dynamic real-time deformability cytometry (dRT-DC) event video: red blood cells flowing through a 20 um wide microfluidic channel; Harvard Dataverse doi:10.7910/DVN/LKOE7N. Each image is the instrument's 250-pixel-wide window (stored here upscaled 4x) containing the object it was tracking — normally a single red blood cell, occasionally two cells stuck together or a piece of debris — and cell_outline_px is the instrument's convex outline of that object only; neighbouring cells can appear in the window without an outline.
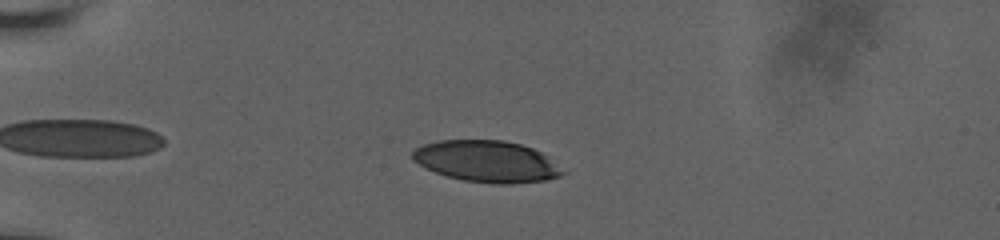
{"species": "human", "species_latin": "Homo sapiens", "temperature_condition": "room temperature", "stored_images_in_passage": 42, "camera_frame_rate_fps": 3000, "um_per_image_px": 0.085, "donor": {"sex": "male"}, "frame": {"image": 1, "passage_image": 7, "time_ms": 2.0, "image_size_px": [1000, 240], "cell_outline_px": [[568, 172], [560, 176], [544, 180], [512, 184], [496, 184], [464, 180], [448, 176], [436, 172], [412, 160], [412, 152], [416, 148], [424, 144], [440, 140], [504, 140], [520, 144], [532, 148], [540, 152]], "centroid_in_image_um": [41.39, 13.72], "position_along_channel_um": 43.6, "area_um2": 36.07}}
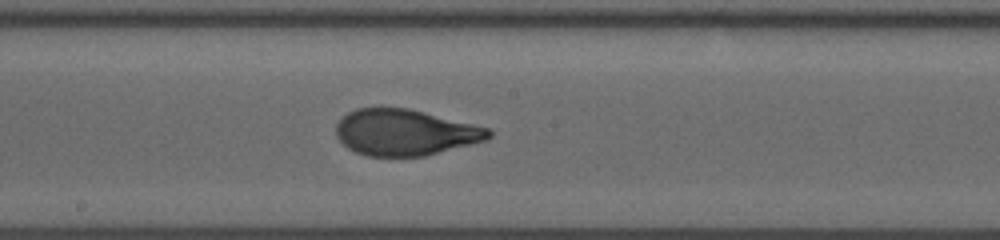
{"frame": {"image": 2, "passage_image": 24, "time_ms": 7.667, "image_size_px": [1000, 240], "cell_outline_px": [[492, 136], [488, 140], [424, 156], [368, 156], [356, 152], [348, 148], [336, 136], [336, 124], [348, 112], [356, 108], [408, 108], [488, 128], [492, 132]], "centroid_in_image_um": [34.43, 11.26], "position_along_channel_um": 213.8, "area_um2": 40.75}}
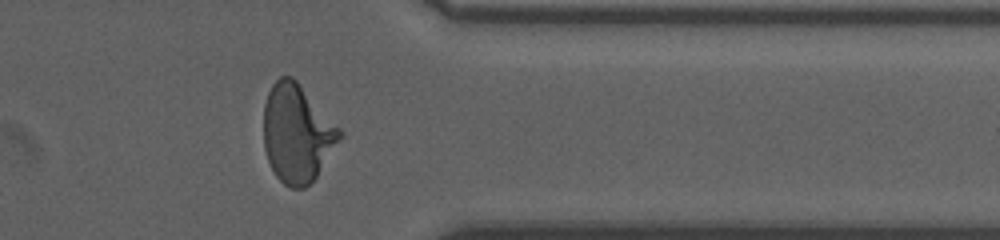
{"frame": {"image": 3, "passage_image": 38, "time_ms": 12.333, "image_size_px": [1000, 240], "cell_outline_px": [[344, 136], [316, 176], [304, 188], [292, 188], [284, 184], [276, 176], [268, 160], [264, 148], [264, 104], [268, 92], [272, 84], [280, 76], [292, 76], [296, 80], [344, 132]], "centroid_in_image_um": [25.26, 11.33], "position_along_channel_um": 386.1, "area_um2": 43.35}, "authors_computed_cell_mechanics": {"area_um2": 40.8646, "velocity_mm_per_s": 3.8204, "shape_relaxation_time_tau1_ms": 4.4457, "shape_relaxation_time_tau2_ms": null, "deformation_change_tau1": 0.224, "deformation_change_tau2": null}}